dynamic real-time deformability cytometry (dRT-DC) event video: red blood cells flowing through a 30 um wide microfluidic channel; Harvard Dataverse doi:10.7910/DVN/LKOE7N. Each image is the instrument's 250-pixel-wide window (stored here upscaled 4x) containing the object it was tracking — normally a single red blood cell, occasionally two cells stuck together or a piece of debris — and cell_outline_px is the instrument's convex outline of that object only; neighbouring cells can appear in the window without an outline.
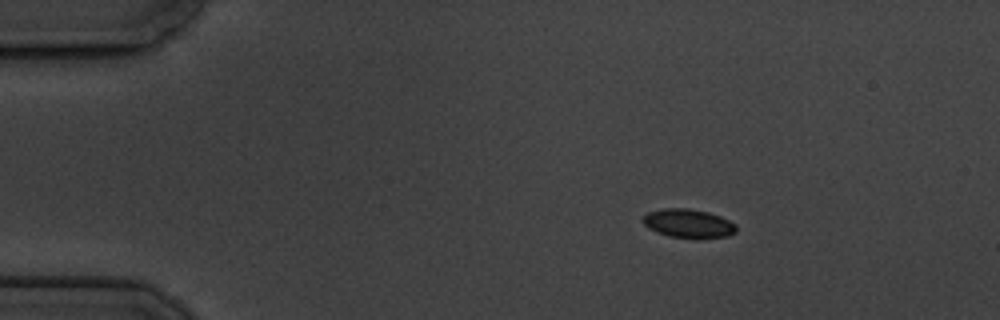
{"species": "common noctule bat (a hibernating species)", "species_latin": "Nyctalus noctula", "temperature_condition": "cold", "stored_images_in_passage": 9, "camera_frame_rate_fps": 3000, "um_per_image_px": 0.085, "animal": {"sex": "male", "body_mass_g": 19.5, "forearm_length_mm": 54.6}, "frame": {"image": 1, "passage_image": 1, "time_ms": 0.0, "image_size_px": [1000, 320], "cell_outline_px": [[736, 232], [728, 236], [696, 240], [668, 236], [656, 232], [648, 228], [644, 224], [644, 216], [648, 212], [664, 208], [688, 208], [708, 212], [720, 216], [736, 224]], "centroid_in_image_um": [58.54, 19.02], "position_along_channel_um": 26.5, "area_um2": 15.95}}
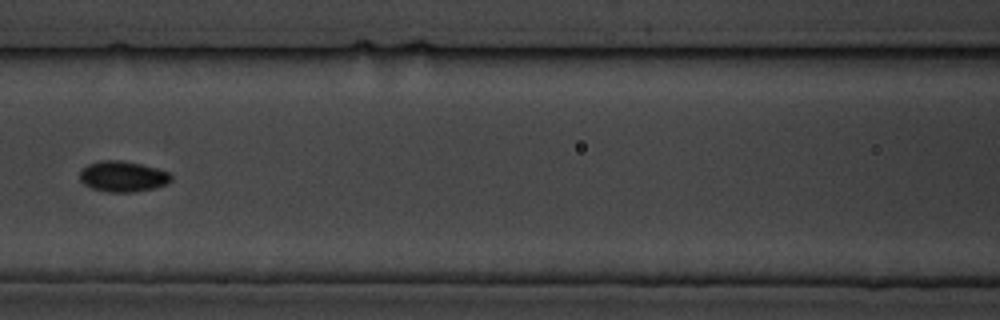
{"frame": {"image": 2, "passage_image": 6, "time_ms": 5.667, "image_size_px": [1000, 320], "cell_outline_px": [[172, 180], [168, 184], [156, 188], [136, 192], [108, 192], [92, 188], [84, 184], [80, 180], [80, 172], [88, 164], [100, 160], [120, 160], [140, 164], [156, 168], [168, 172], [172, 176]], "centroid_in_image_um": [10.46, 15.01], "position_along_channel_um": 156.1, "area_um2": 16.42}}
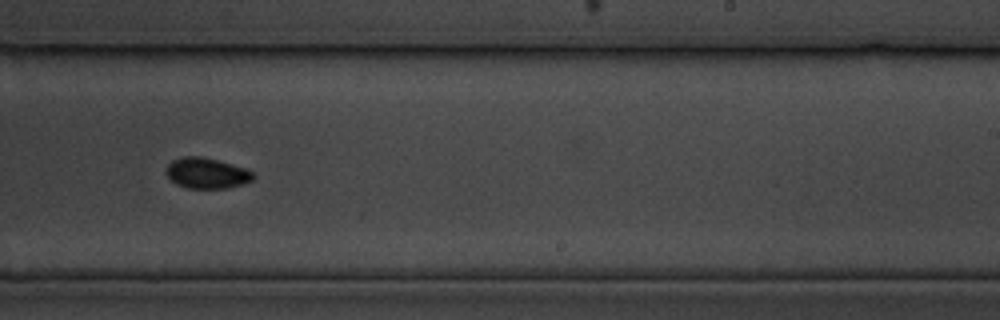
{"frame": {"image": 3, "passage_image": 9, "time_ms": 9.0, "image_size_px": [1000, 320], "cell_outline_px": [[252, 180], [228, 188], [188, 188], [176, 184], [168, 176], [168, 164], [172, 160], [180, 156], [200, 156], [216, 160], [244, 168], [252, 172]], "centroid_in_image_um": [17.53, 14.71], "position_along_channel_um": 271.5, "area_um2": 15.14}}